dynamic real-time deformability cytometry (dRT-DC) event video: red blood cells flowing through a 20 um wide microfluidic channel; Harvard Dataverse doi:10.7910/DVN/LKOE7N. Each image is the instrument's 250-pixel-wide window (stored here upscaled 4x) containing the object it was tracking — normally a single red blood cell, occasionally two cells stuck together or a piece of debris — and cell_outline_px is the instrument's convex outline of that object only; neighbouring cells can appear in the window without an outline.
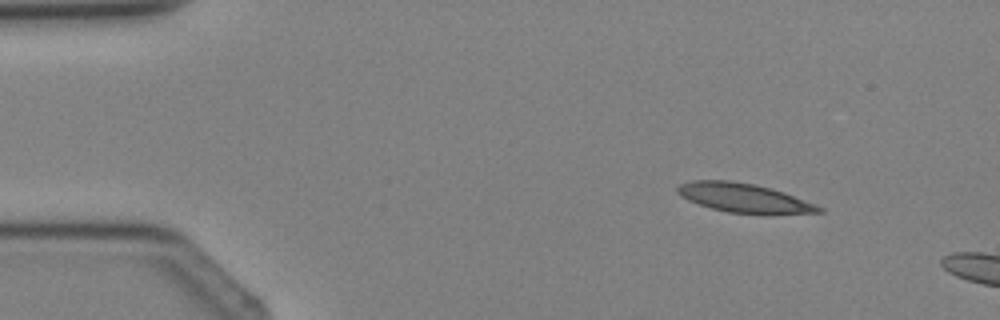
{"species": "Egyptian fruit bat (a non-hibernating species)", "species_latin": "Rousettus aegyptiacus", "temperature_condition": "cold", "stored_images_in_passage": 3, "camera_frame_rate_fps": 3000, "um_per_image_px": 0.085, "animal": {"sex": "female"}, "frame": {"image": 1, "passage_image": 2, "time_ms": 1.333, "image_size_px": [1000, 320], "cell_outline_px": [[824, 212], [728, 212], [712, 208], [688, 200], [680, 196], [676, 192], [676, 188], [680, 184], [692, 180], [728, 180], [752, 184], [784, 192], [824, 208]], "centroid_in_image_um": [63.12, 16.78], "position_along_channel_um": 21.9, "area_um2": 22.95}}